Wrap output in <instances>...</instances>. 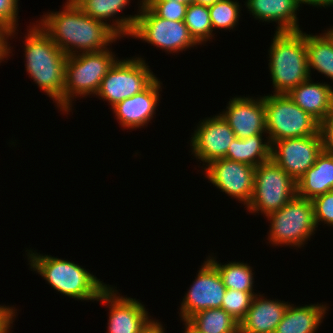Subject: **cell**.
<instances>
[{"instance_id":"cell-1","label":"cell","mask_w":333,"mask_h":333,"mask_svg":"<svg viewBox=\"0 0 333 333\" xmlns=\"http://www.w3.org/2000/svg\"><path fill=\"white\" fill-rule=\"evenodd\" d=\"M63 7L43 14L36 22L66 56L102 51L121 39L104 23L83 13L73 0Z\"/></svg>"},{"instance_id":"cell-2","label":"cell","mask_w":333,"mask_h":333,"mask_svg":"<svg viewBox=\"0 0 333 333\" xmlns=\"http://www.w3.org/2000/svg\"><path fill=\"white\" fill-rule=\"evenodd\" d=\"M24 40L25 70L30 78L63 112V91L67 56L36 22Z\"/></svg>"},{"instance_id":"cell-3","label":"cell","mask_w":333,"mask_h":333,"mask_svg":"<svg viewBox=\"0 0 333 333\" xmlns=\"http://www.w3.org/2000/svg\"><path fill=\"white\" fill-rule=\"evenodd\" d=\"M27 249L31 271L40 274L56 292L81 301H97L100 293L108 286L79 264L43 255Z\"/></svg>"},{"instance_id":"cell-4","label":"cell","mask_w":333,"mask_h":333,"mask_svg":"<svg viewBox=\"0 0 333 333\" xmlns=\"http://www.w3.org/2000/svg\"><path fill=\"white\" fill-rule=\"evenodd\" d=\"M268 54L273 94H288L310 78L303 30L275 31Z\"/></svg>"},{"instance_id":"cell-5","label":"cell","mask_w":333,"mask_h":333,"mask_svg":"<svg viewBox=\"0 0 333 333\" xmlns=\"http://www.w3.org/2000/svg\"><path fill=\"white\" fill-rule=\"evenodd\" d=\"M107 48L67 56L63 91V114L72 111L74 97L96 95L102 79L118 57Z\"/></svg>"},{"instance_id":"cell-6","label":"cell","mask_w":333,"mask_h":333,"mask_svg":"<svg viewBox=\"0 0 333 333\" xmlns=\"http://www.w3.org/2000/svg\"><path fill=\"white\" fill-rule=\"evenodd\" d=\"M265 217L270 221L268 243L275 247L284 245L298 250L317 230L312 201L297 194L281 209Z\"/></svg>"},{"instance_id":"cell-7","label":"cell","mask_w":333,"mask_h":333,"mask_svg":"<svg viewBox=\"0 0 333 333\" xmlns=\"http://www.w3.org/2000/svg\"><path fill=\"white\" fill-rule=\"evenodd\" d=\"M266 132L271 145L281 139L306 137L320 133V123L295 104L287 94L263 96Z\"/></svg>"},{"instance_id":"cell-8","label":"cell","mask_w":333,"mask_h":333,"mask_svg":"<svg viewBox=\"0 0 333 333\" xmlns=\"http://www.w3.org/2000/svg\"><path fill=\"white\" fill-rule=\"evenodd\" d=\"M297 194L295 180L272 159L255 168L249 213L263 216L281 209Z\"/></svg>"},{"instance_id":"cell-9","label":"cell","mask_w":333,"mask_h":333,"mask_svg":"<svg viewBox=\"0 0 333 333\" xmlns=\"http://www.w3.org/2000/svg\"><path fill=\"white\" fill-rule=\"evenodd\" d=\"M138 17L129 37L140 39L169 53H179L198 45L184 21L158 17L145 3L138 2Z\"/></svg>"},{"instance_id":"cell-10","label":"cell","mask_w":333,"mask_h":333,"mask_svg":"<svg viewBox=\"0 0 333 333\" xmlns=\"http://www.w3.org/2000/svg\"><path fill=\"white\" fill-rule=\"evenodd\" d=\"M147 64L141 56L117 59L102 79L96 96L112 108L142 92L157 78Z\"/></svg>"},{"instance_id":"cell-11","label":"cell","mask_w":333,"mask_h":333,"mask_svg":"<svg viewBox=\"0 0 333 333\" xmlns=\"http://www.w3.org/2000/svg\"><path fill=\"white\" fill-rule=\"evenodd\" d=\"M226 287L216 267L207 259L184 295L179 316L185 323L192 315L211 308H221Z\"/></svg>"},{"instance_id":"cell-12","label":"cell","mask_w":333,"mask_h":333,"mask_svg":"<svg viewBox=\"0 0 333 333\" xmlns=\"http://www.w3.org/2000/svg\"><path fill=\"white\" fill-rule=\"evenodd\" d=\"M108 284L100 293L97 301L109 308L107 333H140L155 319L149 316L144 304L139 300L124 297Z\"/></svg>"},{"instance_id":"cell-13","label":"cell","mask_w":333,"mask_h":333,"mask_svg":"<svg viewBox=\"0 0 333 333\" xmlns=\"http://www.w3.org/2000/svg\"><path fill=\"white\" fill-rule=\"evenodd\" d=\"M323 151L321 134L275 141L271 159L297 182Z\"/></svg>"},{"instance_id":"cell-14","label":"cell","mask_w":333,"mask_h":333,"mask_svg":"<svg viewBox=\"0 0 333 333\" xmlns=\"http://www.w3.org/2000/svg\"><path fill=\"white\" fill-rule=\"evenodd\" d=\"M255 168L221 158L210 162L202 172H205V178L221 192L237 199L246 207L253 194Z\"/></svg>"},{"instance_id":"cell-15","label":"cell","mask_w":333,"mask_h":333,"mask_svg":"<svg viewBox=\"0 0 333 333\" xmlns=\"http://www.w3.org/2000/svg\"><path fill=\"white\" fill-rule=\"evenodd\" d=\"M200 120L190 138L191 155L202 161L203 167L210 162L226 158L229 144L236 137L220 113Z\"/></svg>"},{"instance_id":"cell-16","label":"cell","mask_w":333,"mask_h":333,"mask_svg":"<svg viewBox=\"0 0 333 333\" xmlns=\"http://www.w3.org/2000/svg\"><path fill=\"white\" fill-rule=\"evenodd\" d=\"M220 114L239 139L267 134L263 96H234Z\"/></svg>"},{"instance_id":"cell-17","label":"cell","mask_w":333,"mask_h":333,"mask_svg":"<svg viewBox=\"0 0 333 333\" xmlns=\"http://www.w3.org/2000/svg\"><path fill=\"white\" fill-rule=\"evenodd\" d=\"M161 85L160 79L156 78L145 90L111 108L123 130H134L148 125L159 106Z\"/></svg>"},{"instance_id":"cell-18","label":"cell","mask_w":333,"mask_h":333,"mask_svg":"<svg viewBox=\"0 0 333 333\" xmlns=\"http://www.w3.org/2000/svg\"><path fill=\"white\" fill-rule=\"evenodd\" d=\"M289 303L267 299L264 294L254 296L245 318L239 323V333H274Z\"/></svg>"},{"instance_id":"cell-19","label":"cell","mask_w":333,"mask_h":333,"mask_svg":"<svg viewBox=\"0 0 333 333\" xmlns=\"http://www.w3.org/2000/svg\"><path fill=\"white\" fill-rule=\"evenodd\" d=\"M74 3L87 14L89 17L96 19L108 26L119 38L131 34L137 15H122L118 17V13L125 10L129 6L131 0H73ZM115 18V19H114ZM107 22L108 20L111 21ZM115 20V21H114Z\"/></svg>"},{"instance_id":"cell-20","label":"cell","mask_w":333,"mask_h":333,"mask_svg":"<svg viewBox=\"0 0 333 333\" xmlns=\"http://www.w3.org/2000/svg\"><path fill=\"white\" fill-rule=\"evenodd\" d=\"M245 7L254 19L277 24L276 32L301 31L297 10L300 0H246Z\"/></svg>"},{"instance_id":"cell-21","label":"cell","mask_w":333,"mask_h":333,"mask_svg":"<svg viewBox=\"0 0 333 333\" xmlns=\"http://www.w3.org/2000/svg\"><path fill=\"white\" fill-rule=\"evenodd\" d=\"M287 95L319 123L333 114V87L330 84L315 83L310 77Z\"/></svg>"},{"instance_id":"cell-22","label":"cell","mask_w":333,"mask_h":333,"mask_svg":"<svg viewBox=\"0 0 333 333\" xmlns=\"http://www.w3.org/2000/svg\"><path fill=\"white\" fill-rule=\"evenodd\" d=\"M327 304H310L294 306L289 302L288 308L274 333H317L326 311Z\"/></svg>"},{"instance_id":"cell-23","label":"cell","mask_w":333,"mask_h":333,"mask_svg":"<svg viewBox=\"0 0 333 333\" xmlns=\"http://www.w3.org/2000/svg\"><path fill=\"white\" fill-rule=\"evenodd\" d=\"M296 185L297 195L310 200L333 190V154L322 151Z\"/></svg>"},{"instance_id":"cell-24","label":"cell","mask_w":333,"mask_h":333,"mask_svg":"<svg viewBox=\"0 0 333 333\" xmlns=\"http://www.w3.org/2000/svg\"><path fill=\"white\" fill-rule=\"evenodd\" d=\"M263 135H252L244 139L235 137L229 144L226 159L245 163L253 167L271 160L272 145L267 137L268 135Z\"/></svg>"},{"instance_id":"cell-25","label":"cell","mask_w":333,"mask_h":333,"mask_svg":"<svg viewBox=\"0 0 333 333\" xmlns=\"http://www.w3.org/2000/svg\"><path fill=\"white\" fill-rule=\"evenodd\" d=\"M324 31L319 35L305 33L308 70L310 77L314 69L333 81V32L329 28Z\"/></svg>"},{"instance_id":"cell-26","label":"cell","mask_w":333,"mask_h":333,"mask_svg":"<svg viewBox=\"0 0 333 333\" xmlns=\"http://www.w3.org/2000/svg\"><path fill=\"white\" fill-rule=\"evenodd\" d=\"M185 323L196 333H239V323L222 308L200 311Z\"/></svg>"},{"instance_id":"cell-27","label":"cell","mask_w":333,"mask_h":333,"mask_svg":"<svg viewBox=\"0 0 333 333\" xmlns=\"http://www.w3.org/2000/svg\"><path fill=\"white\" fill-rule=\"evenodd\" d=\"M216 267L226 289H234L244 292H254L253 267L244 262H217L216 257L208 255L206 259Z\"/></svg>"},{"instance_id":"cell-28","label":"cell","mask_w":333,"mask_h":333,"mask_svg":"<svg viewBox=\"0 0 333 333\" xmlns=\"http://www.w3.org/2000/svg\"><path fill=\"white\" fill-rule=\"evenodd\" d=\"M184 23L191 37L198 45L205 44L214 37L208 6L196 3L188 5Z\"/></svg>"},{"instance_id":"cell-29","label":"cell","mask_w":333,"mask_h":333,"mask_svg":"<svg viewBox=\"0 0 333 333\" xmlns=\"http://www.w3.org/2000/svg\"><path fill=\"white\" fill-rule=\"evenodd\" d=\"M241 4L238 0H219L208 6L212 28L233 30L239 24Z\"/></svg>"},{"instance_id":"cell-30","label":"cell","mask_w":333,"mask_h":333,"mask_svg":"<svg viewBox=\"0 0 333 333\" xmlns=\"http://www.w3.org/2000/svg\"><path fill=\"white\" fill-rule=\"evenodd\" d=\"M256 294L255 292L226 289L221 308L240 323L245 318Z\"/></svg>"},{"instance_id":"cell-31","label":"cell","mask_w":333,"mask_h":333,"mask_svg":"<svg viewBox=\"0 0 333 333\" xmlns=\"http://www.w3.org/2000/svg\"><path fill=\"white\" fill-rule=\"evenodd\" d=\"M158 16L170 21H184L187 6L181 0H144Z\"/></svg>"},{"instance_id":"cell-32","label":"cell","mask_w":333,"mask_h":333,"mask_svg":"<svg viewBox=\"0 0 333 333\" xmlns=\"http://www.w3.org/2000/svg\"><path fill=\"white\" fill-rule=\"evenodd\" d=\"M316 226L319 223L333 227V190L318 195L312 200Z\"/></svg>"},{"instance_id":"cell-33","label":"cell","mask_w":333,"mask_h":333,"mask_svg":"<svg viewBox=\"0 0 333 333\" xmlns=\"http://www.w3.org/2000/svg\"><path fill=\"white\" fill-rule=\"evenodd\" d=\"M19 0H0V26L9 32V38H14L18 31Z\"/></svg>"},{"instance_id":"cell-34","label":"cell","mask_w":333,"mask_h":333,"mask_svg":"<svg viewBox=\"0 0 333 333\" xmlns=\"http://www.w3.org/2000/svg\"><path fill=\"white\" fill-rule=\"evenodd\" d=\"M319 131L322 136L323 151L333 154V114L320 123Z\"/></svg>"},{"instance_id":"cell-35","label":"cell","mask_w":333,"mask_h":333,"mask_svg":"<svg viewBox=\"0 0 333 333\" xmlns=\"http://www.w3.org/2000/svg\"><path fill=\"white\" fill-rule=\"evenodd\" d=\"M17 312V309H15L14 305L12 306H5L0 305V333H10V328H12L13 322L15 320V317Z\"/></svg>"},{"instance_id":"cell-36","label":"cell","mask_w":333,"mask_h":333,"mask_svg":"<svg viewBox=\"0 0 333 333\" xmlns=\"http://www.w3.org/2000/svg\"><path fill=\"white\" fill-rule=\"evenodd\" d=\"M9 41V32L2 26H0V63L4 59H8L12 50Z\"/></svg>"},{"instance_id":"cell-37","label":"cell","mask_w":333,"mask_h":333,"mask_svg":"<svg viewBox=\"0 0 333 333\" xmlns=\"http://www.w3.org/2000/svg\"><path fill=\"white\" fill-rule=\"evenodd\" d=\"M301 5H310L314 7H333V0H300Z\"/></svg>"},{"instance_id":"cell-38","label":"cell","mask_w":333,"mask_h":333,"mask_svg":"<svg viewBox=\"0 0 333 333\" xmlns=\"http://www.w3.org/2000/svg\"><path fill=\"white\" fill-rule=\"evenodd\" d=\"M163 324L159 320H154L147 328L140 333H166Z\"/></svg>"},{"instance_id":"cell-39","label":"cell","mask_w":333,"mask_h":333,"mask_svg":"<svg viewBox=\"0 0 333 333\" xmlns=\"http://www.w3.org/2000/svg\"><path fill=\"white\" fill-rule=\"evenodd\" d=\"M219 0H195L194 3L199 5L211 6L214 5Z\"/></svg>"},{"instance_id":"cell-40","label":"cell","mask_w":333,"mask_h":333,"mask_svg":"<svg viewBox=\"0 0 333 333\" xmlns=\"http://www.w3.org/2000/svg\"><path fill=\"white\" fill-rule=\"evenodd\" d=\"M183 324L185 325L184 326V328H185L184 333H196L186 323H183Z\"/></svg>"},{"instance_id":"cell-41","label":"cell","mask_w":333,"mask_h":333,"mask_svg":"<svg viewBox=\"0 0 333 333\" xmlns=\"http://www.w3.org/2000/svg\"><path fill=\"white\" fill-rule=\"evenodd\" d=\"M184 4L190 5L191 3H194L195 0H181Z\"/></svg>"}]
</instances>
